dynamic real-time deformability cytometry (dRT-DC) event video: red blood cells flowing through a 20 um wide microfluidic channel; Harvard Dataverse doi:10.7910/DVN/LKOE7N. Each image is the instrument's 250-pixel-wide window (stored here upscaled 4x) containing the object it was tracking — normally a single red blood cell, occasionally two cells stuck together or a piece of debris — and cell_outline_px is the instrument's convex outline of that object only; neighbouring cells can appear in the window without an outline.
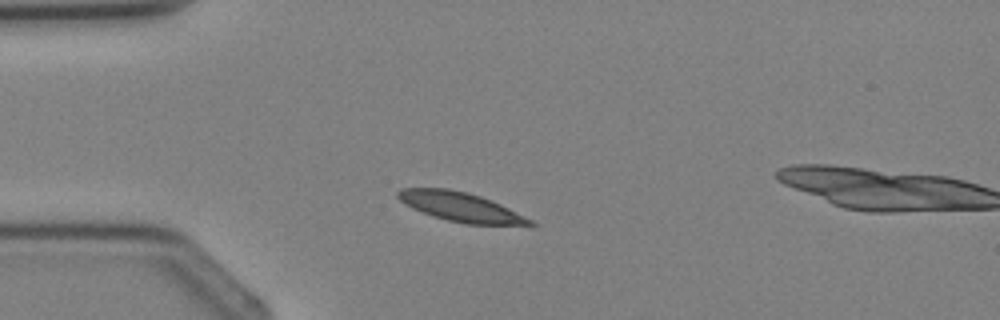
{"species": "Egyptian fruit bat (a non-hibernating species)", "species_latin": "Rousettus aegyptiacus", "temperature_condition": "cold", "stored_images_in_passage": 1, "camera_frame_rate_fps": 3000, "um_per_image_px": 0.085, "animal": {"sex": "female"}, "frame": {"image": 1, "passage_image": 1, "time_ms": 0.0, "image_size_px": [1000, 320], "cell_outline_px": [[536, 224], [532, 228], [464, 224], [448, 220], [412, 208], [400, 200], [396, 196], [396, 192], [400, 188], [448, 188], [468, 192], [480, 196], [500, 204], [532, 220]], "centroid_in_image_um": [39.28, 17.63], "position_along_channel_um": 45.7, "area_um2": 23.0}}